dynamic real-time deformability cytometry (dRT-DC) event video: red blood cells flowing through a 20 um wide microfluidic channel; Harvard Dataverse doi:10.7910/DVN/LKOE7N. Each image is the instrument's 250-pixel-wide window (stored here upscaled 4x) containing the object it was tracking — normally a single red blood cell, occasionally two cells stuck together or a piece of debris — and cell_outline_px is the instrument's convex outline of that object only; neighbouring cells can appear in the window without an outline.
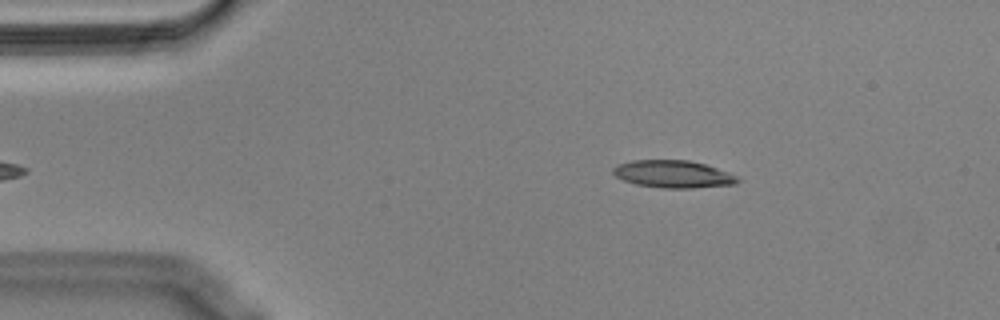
{"species": "Egyptian fruit bat (a non-hibernating species)", "species_latin": "Rousettus aegyptiacus", "temperature_condition": "cold", "stored_images_in_passage": 40, "camera_frame_rate_fps": 3000, "um_per_image_px": 0.085, "animal": {"sex": "male"}, "frame": {"image": 1, "passage_image": 2, "time_ms": 0.333, "image_size_px": [1000, 320], "cell_outline_px": [[740, 180], [736, 184], [692, 188], [660, 188], [636, 184], [624, 180], [616, 176], [612, 172], [612, 168], [616, 164], [632, 160], [688, 160], [704, 164], [728, 172], [736, 176]], "centroid_in_image_um": [57.18, 14.8], "position_along_channel_um": 27.8, "area_um2": 19.88}}
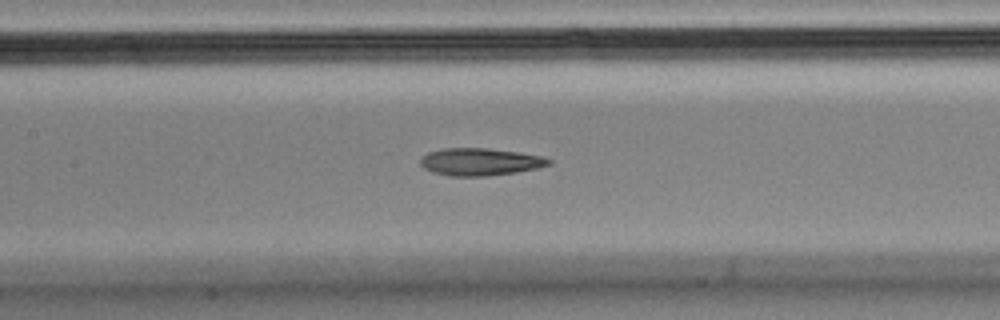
{"frame": {"image": 2, "passage_image": 18, "time_ms": 5.667, "image_size_px": [1000, 320], "cell_outline_px": [[552, 164], [536, 168], [516, 172], [484, 176], [452, 176], [432, 172], [424, 168], [420, 164], [420, 160], [428, 152], [444, 148], [488, 148], [520, 152], [540, 156], [552, 160]], "centroid_in_image_um": [40.81, 13.75], "position_along_channel_um": 166.6, "area_um2": 20.4}}
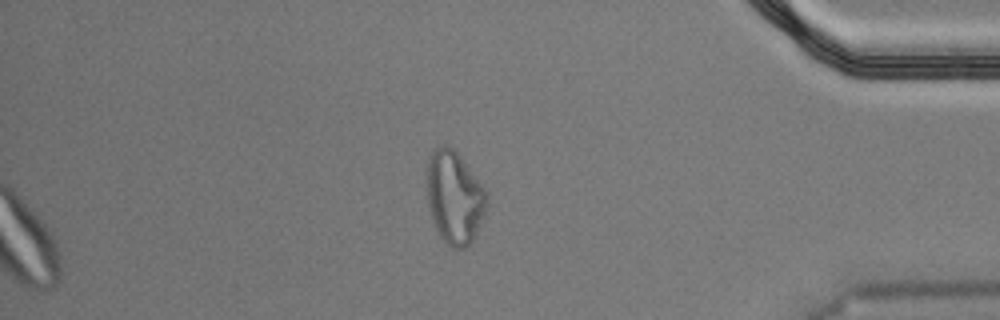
{"frame": {"image": 3, "passage_image": 40, "time_ms": 13.0, "image_size_px": [1000, 320], "cell_outline_px": [[488, 204], [476, 232], [472, 240], [464, 248], [452, 248], [440, 236], [432, 220], [428, 208], [424, 180], [424, 172], [428, 156], [432, 148], [440, 144], [448, 144], [460, 156], [484, 188], [488, 196]], "centroid_in_image_um": [38.55, 16.7], "position_along_channel_um": 396.6, "area_um2": 33.0}, "authors_computed_cell_mechanics": {"area_um2": 20.6057, "velocity_mm_per_s": 3.5916, "shape_relaxation_time_tau1_ms": null, "shape_relaxation_time_tau2_ms": 4.509, "deformation_change_tau1": null, "deformation_change_tau2": 0.1476}}